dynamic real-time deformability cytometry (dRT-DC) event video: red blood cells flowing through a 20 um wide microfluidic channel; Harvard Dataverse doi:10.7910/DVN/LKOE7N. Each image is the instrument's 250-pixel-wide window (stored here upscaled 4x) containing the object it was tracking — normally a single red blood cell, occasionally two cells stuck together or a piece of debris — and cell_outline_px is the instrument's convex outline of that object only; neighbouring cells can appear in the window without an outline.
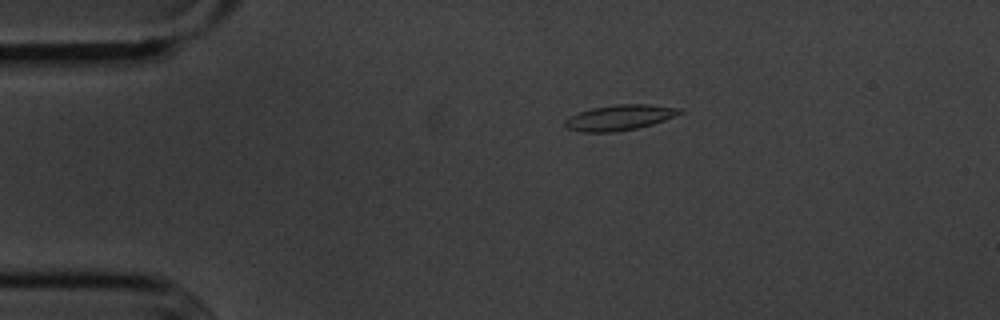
{"species": "common noctule bat (a hibernating species)", "species_latin": "Nyctalus noctula", "temperature_condition": "cold", "stored_images_in_passage": 3, "camera_frame_rate_fps": 3000, "um_per_image_px": 0.085, "animal": {"sex": "male", "body_mass_g": 20.1, "forearm_length_mm": 53.5}, "frame": {"image": 1, "passage_image": 1, "time_ms": 0.0, "image_size_px": [1000, 320], "cell_outline_px": [[684, 112], [664, 120], [652, 124], [636, 128], [612, 132], [580, 132], [568, 128], [564, 124], [564, 120], [568, 116], [592, 108], [620, 104], [652, 104], [684, 108]], "centroid_in_image_um": [52.69, 9.98], "position_along_channel_um": 32.3, "area_um2": 17.05}}
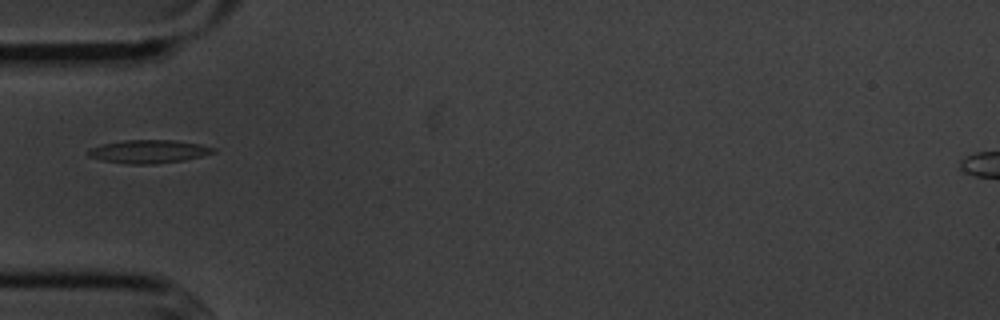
{"frame": {"image": 2, "passage_image": 3, "time_ms": 2.333, "image_size_px": [1000, 320], "cell_outline_px": [[216, 152], [184, 160], [156, 164], [124, 164], [100, 160], [88, 156], [84, 152], [88, 148], [104, 144], [124, 140], [176, 140], [200, 144], [216, 148]], "centroid_in_image_um": [12.59, 12.88], "position_along_channel_um": 72.4, "area_um2": 17.17}}